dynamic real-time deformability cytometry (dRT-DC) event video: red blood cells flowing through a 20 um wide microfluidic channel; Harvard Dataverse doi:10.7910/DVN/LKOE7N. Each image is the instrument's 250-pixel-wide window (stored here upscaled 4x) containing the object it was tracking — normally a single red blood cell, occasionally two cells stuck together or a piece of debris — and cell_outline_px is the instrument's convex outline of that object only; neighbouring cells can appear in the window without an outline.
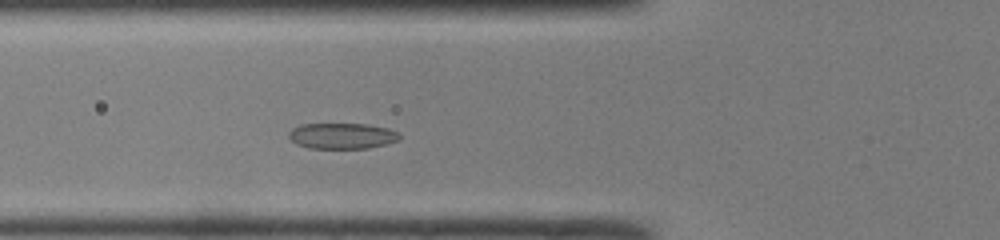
{"species": "common noctule bat (a hibernating species)", "species_latin": "Nyctalus noctula", "temperature_condition": "room temperature", "stored_images_in_passage": 39, "camera_frame_rate_fps": 3000, "um_per_image_px": 0.085, "animal": {"sex": "male", "body_mass_g": 19.0, "forearm_length_mm": 50.8}, "frame": {"image": 1, "passage_image": 9, "time_ms": 2.667, "image_size_px": [1000, 240], "cell_outline_px": [[400, 140], [368, 148], [308, 148], [296, 144], [288, 136], [288, 132], [292, 128], [300, 124], [368, 124], [388, 128], [400, 132]], "centroid_in_image_um": [29.08, 11.54], "position_along_channel_um": 96.7, "area_um2": 16.76}}
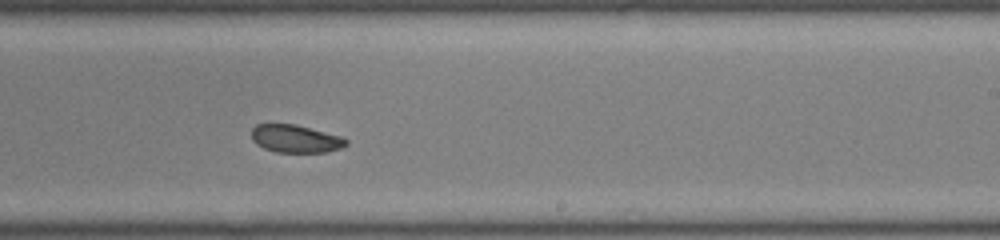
{"frame": {"image": 2, "passage_image": 21, "time_ms": 6.667, "image_size_px": [1000, 240], "cell_outline_px": [[348, 144], [340, 148], [328, 152], [276, 152], [264, 148], [256, 144], [252, 140], [252, 128], [256, 124], [296, 124], [340, 136], [348, 140]], "centroid_in_image_um": [25.11, 11.79], "position_along_channel_um": 263.9, "area_um2": 15.32}}
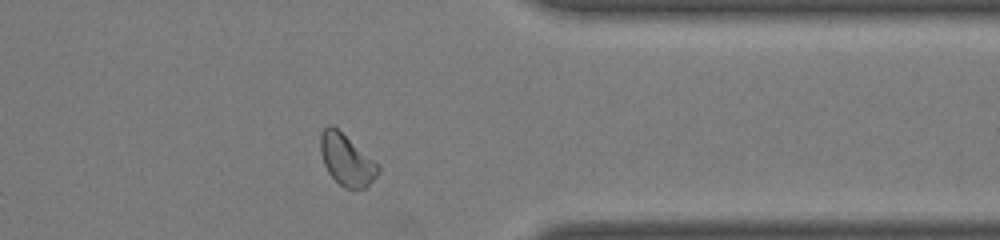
{"frame": {"image": 3, "passage_image": 30, "time_ms": 9.667, "image_size_px": [1000, 240], "cell_outline_px": [[380, 172], [368, 188], [344, 188], [328, 172], [324, 164], [320, 152], [320, 132], [328, 124], [332, 124], [380, 164]], "centroid_in_image_um": [29.48, 13.58], "position_along_channel_um": 381.9, "area_um2": 17.51}, "authors_computed_cell_mechanics": {"area_um2": 16.8776, "velocity_mm_per_s": 4.1935, "shape_relaxation_time_tau1_ms": 2.9561, "shape_relaxation_time_tau2_ms": 5.9179, "deformation_change_tau1": 0.0995, "deformation_change_tau2": 0.0942}}